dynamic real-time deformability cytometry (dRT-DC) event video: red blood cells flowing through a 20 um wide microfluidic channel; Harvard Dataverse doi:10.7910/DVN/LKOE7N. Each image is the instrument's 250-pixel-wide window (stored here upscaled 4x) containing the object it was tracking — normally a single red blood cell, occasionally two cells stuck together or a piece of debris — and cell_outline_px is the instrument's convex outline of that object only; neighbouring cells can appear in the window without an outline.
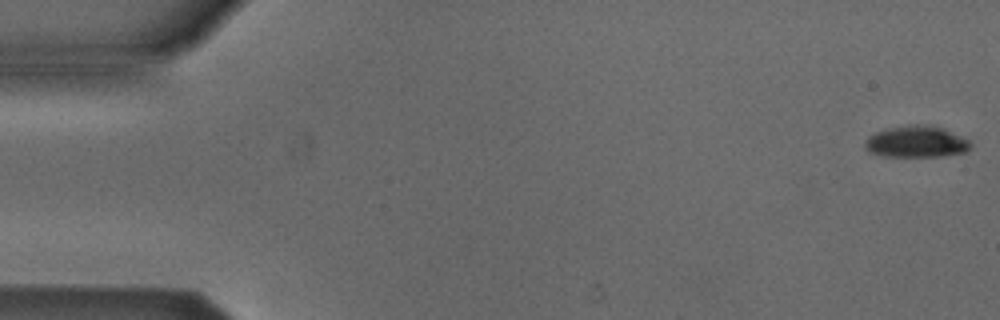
{"species": "Egyptian fruit bat (a non-hibernating species)", "species_latin": "Rousettus aegyptiacus", "temperature_condition": "cold", "stored_images_in_passage": 5, "camera_frame_rate_fps": 3000, "um_per_image_px": 0.085, "animal": {"sex": "male"}, "frame": {"image": 1, "passage_image": 1, "time_ms": 0.0, "image_size_px": [1000, 320], "cell_outline_px": [[972, 148], [968, 152], [940, 156], [884, 156], [868, 152], [864, 148], [864, 144], [868, 136], [876, 132], [888, 128], [908, 124], [928, 124], [944, 128], [968, 140], [972, 144]], "centroid_in_image_um": [77.89, 12.04], "position_along_channel_um": 7.1, "area_um2": 19.65}}
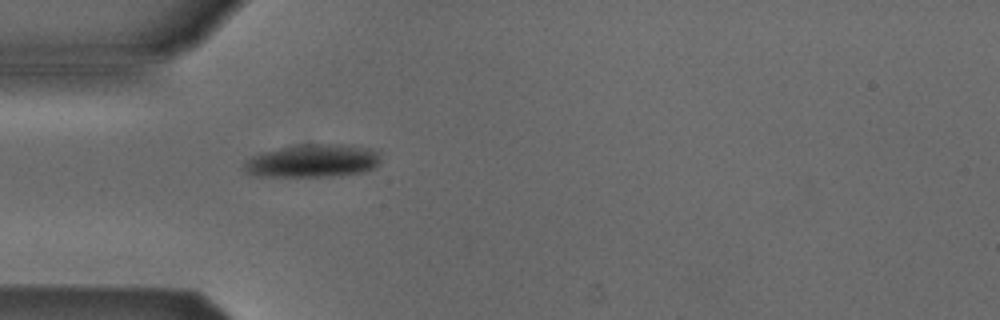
{"frame": {"image": 2, "passage_image": 5, "time_ms": 5.0, "image_size_px": [1000, 320], "cell_outline_px": [[380, 164], [364, 172], [332, 176], [252, 176], [244, 172], [240, 168], [244, 160], [260, 152], [296, 144], [340, 144], [368, 148], [380, 152]], "centroid_in_image_um": [26.5, 13.67], "position_along_channel_um": 58.5, "area_um2": 26.76}}